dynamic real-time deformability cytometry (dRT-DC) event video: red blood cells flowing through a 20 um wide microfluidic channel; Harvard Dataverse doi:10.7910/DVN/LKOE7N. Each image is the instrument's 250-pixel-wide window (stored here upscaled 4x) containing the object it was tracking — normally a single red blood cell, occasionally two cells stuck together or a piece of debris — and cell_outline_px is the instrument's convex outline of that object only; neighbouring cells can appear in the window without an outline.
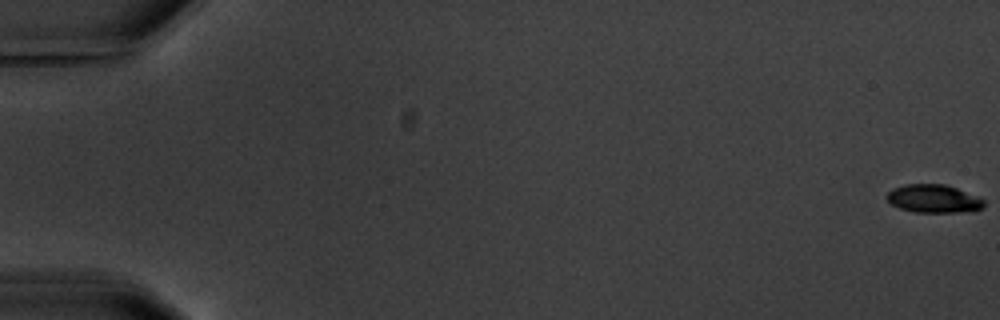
{"species": "common noctule bat (a hibernating species)", "species_latin": "Nyctalus noctula", "temperature_condition": "warm", "stored_images_in_passage": 6, "camera_frame_rate_fps": 3000, "um_per_image_px": 0.085, "animal": {"sex": "male", "body_mass_g": 20.1, "forearm_length_mm": 53.5}, "frame": {"image": 1, "passage_image": 1, "time_ms": 0.0, "image_size_px": [1000, 320], "cell_outline_px": [[984, 208], [972, 212], [916, 212], [900, 208], [892, 204], [884, 196], [892, 188], [904, 184], [944, 184], [980, 196], [984, 200]], "centroid_in_image_um": [79.39, 16.89], "position_along_channel_um": 5.6, "area_um2": 16.18}}
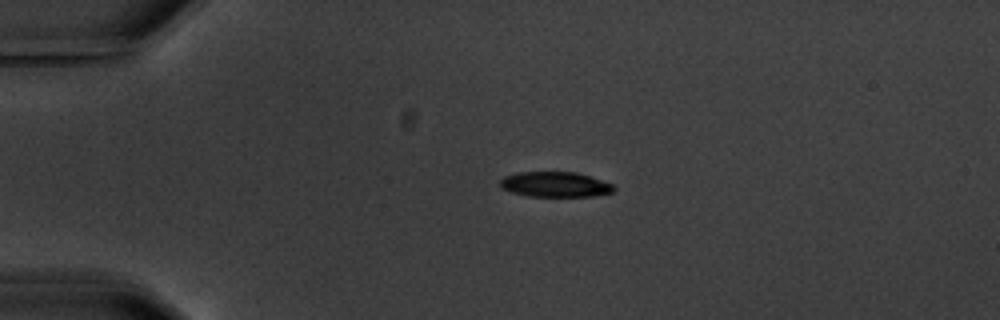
{"frame": {"image": 2, "passage_image": 5, "time_ms": 4.667, "image_size_px": [1000, 320], "cell_outline_px": [[616, 188], [612, 192], [596, 196], [528, 196], [512, 192], [500, 188], [500, 180], [504, 176], [516, 172], [576, 172], [612, 184]], "centroid_in_image_um": [47.15, 15.67], "position_along_channel_um": 37.8, "area_um2": 16.65}}